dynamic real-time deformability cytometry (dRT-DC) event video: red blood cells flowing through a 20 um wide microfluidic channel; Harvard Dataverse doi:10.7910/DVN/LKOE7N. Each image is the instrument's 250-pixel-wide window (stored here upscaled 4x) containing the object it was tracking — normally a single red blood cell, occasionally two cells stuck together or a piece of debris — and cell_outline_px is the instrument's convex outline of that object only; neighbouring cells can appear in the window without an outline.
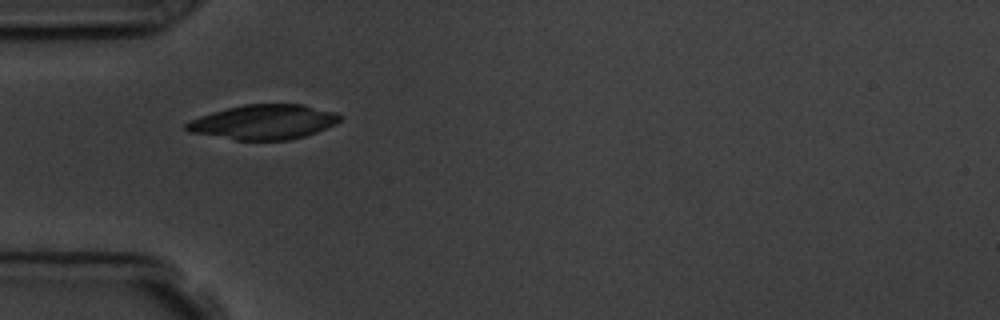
{"species": "common noctule bat (a hibernating species)", "species_latin": "Nyctalus noctula", "temperature_condition": "room temperature", "stored_images_in_passage": 2, "camera_frame_rate_fps": 3000, "um_per_image_px": 0.085, "animal": {"sex": "male", "body_mass_g": 19.5, "forearm_length_mm": 54.6}, "frame": {"image": 1, "passage_image": 1, "time_ms": 0.0, "image_size_px": [1000, 320], "cell_outline_px": [[344, 116], [336, 124], [316, 132], [304, 136], [288, 140], [236, 140], [188, 132], [184, 128], [184, 124], [200, 116], [212, 112], [244, 104], [304, 104], [336, 112]], "centroid_in_image_um": [22.44, 10.37], "position_along_channel_um": 62.6, "area_um2": 31.15}}